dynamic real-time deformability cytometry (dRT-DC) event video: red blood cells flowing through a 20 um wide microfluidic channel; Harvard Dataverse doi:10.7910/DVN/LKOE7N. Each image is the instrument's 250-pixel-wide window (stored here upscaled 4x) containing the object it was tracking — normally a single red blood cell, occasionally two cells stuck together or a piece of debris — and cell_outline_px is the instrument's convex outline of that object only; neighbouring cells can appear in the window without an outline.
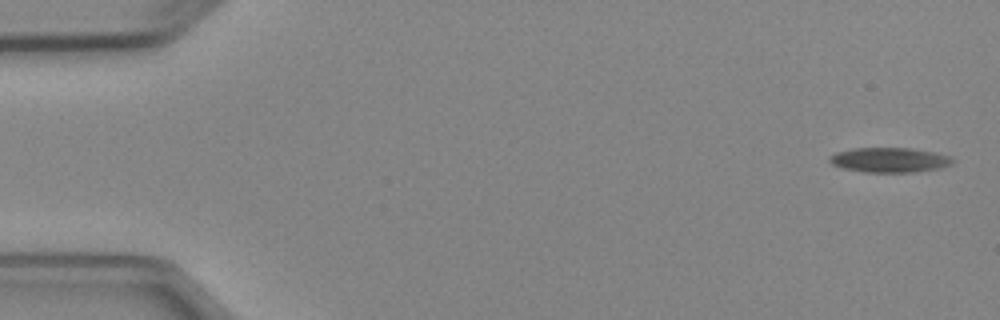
{"species": "Egyptian fruit bat (a non-hibernating species)", "species_latin": "Rousettus aegyptiacus", "temperature_condition": "cold", "stored_images_in_passage": 4, "camera_frame_rate_fps": 3000, "um_per_image_px": 0.085, "animal": {"sex": "female"}, "frame": {"image": 1, "passage_image": 1, "time_ms": 0.0, "image_size_px": [1000, 320], "cell_outline_px": [[952, 164], [940, 168], [912, 172], [864, 172], [844, 168], [832, 164], [828, 160], [828, 156], [836, 152], [852, 148], [912, 148], [936, 152], [948, 156], [952, 160]], "centroid_in_image_um": [75.57, 13.59], "position_along_channel_um": 9.4, "area_um2": 17.74}}
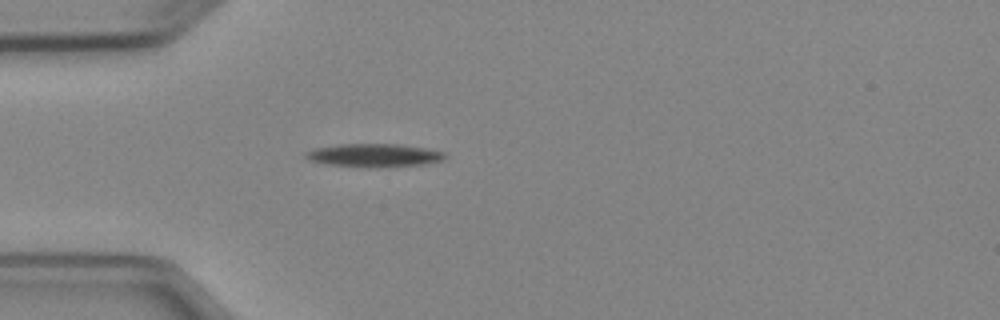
{"frame": {"image": 2, "passage_image": 4, "time_ms": 4.333, "image_size_px": [1000, 320], "cell_outline_px": [[448, 156], [444, 160], [424, 164], [324, 164], [308, 160], [304, 156], [304, 152], [316, 148], [340, 144], [400, 144], [424, 148], [444, 152]], "centroid_in_image_um": [31.79, 13.14], "position_along_channel_um": 53.2, "area_um2": 17.57}}